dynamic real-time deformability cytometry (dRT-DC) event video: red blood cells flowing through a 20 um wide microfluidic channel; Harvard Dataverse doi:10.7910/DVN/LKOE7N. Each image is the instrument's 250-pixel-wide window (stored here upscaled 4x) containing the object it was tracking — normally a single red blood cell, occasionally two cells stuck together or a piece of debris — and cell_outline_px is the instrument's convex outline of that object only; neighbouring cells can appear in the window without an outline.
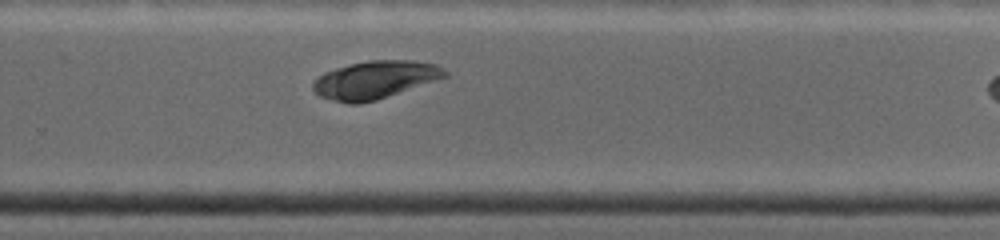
{"species": "common noctule bat (a hibernating species)", "species_latin": "Nyctalus noctula", "temperature_condition": "warm", "stored_images_in_passage": 21, "camera_frame_rate_fps": 4500, "um_per_image_px": 0.085, "animal": {"sex": "female", "body_mass_g": 19.0, "forearm_length_mm": 53.3}, "frame": {"image": 1, "passage_image": 21, "time_ms": 8.444, "image_size_px": [1000, 240], "cell_outline_px": [[448, 76], [376, 100], [360, 104], [348, 104], [320, 96], [312, 88], [312, 84], [324, 72], [348, 64], [368, 60], [412, 60], [436, 64], [444, 68], [448, 72]], "centroid_in_image_um": [31.89, 6.77], "position_along_channel_um": 297.9, "area_um2": 28.96}}